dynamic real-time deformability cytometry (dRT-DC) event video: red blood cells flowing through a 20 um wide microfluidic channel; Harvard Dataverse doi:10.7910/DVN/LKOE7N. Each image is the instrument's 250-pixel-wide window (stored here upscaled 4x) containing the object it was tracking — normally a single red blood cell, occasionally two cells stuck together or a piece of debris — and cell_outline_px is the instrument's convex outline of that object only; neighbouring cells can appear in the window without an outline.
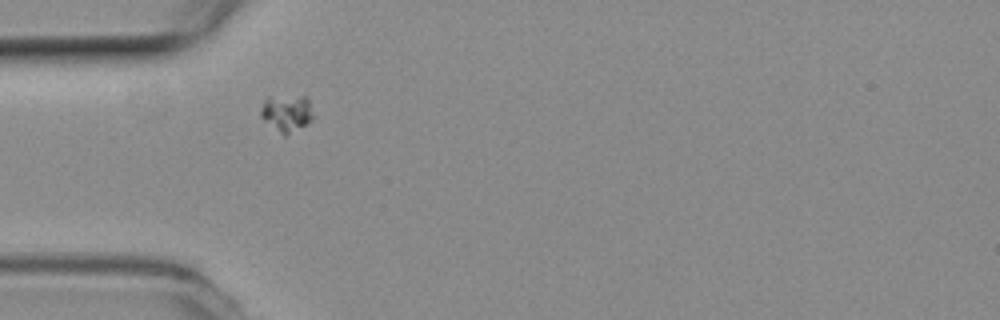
{"species": "common noctule bat (a hibernating species)", "species_latin": "Nyctalus noctula", "temperature_condition": "room temperature", "stored_images_in_passage": 2, "camera_frame_rate_fps": 3000, "um_per_image_px": 0.085, "animal": {"sex": "female", "body_mass_g": 19.3, "forearm_length_mm": 54.1}, "frame": {"image": 1, "passage_image": 1, "time_ms": 0.0, "image_size_px": [1000, 320], "cell_outline_px": [[316, 116], [312, 120], [284, 136], [264, 120], [260, 116], [260, 108], [264, 100], [268, 96], [308, 96]], "centroid_in_image_um": [24.4, 9.57], "position_along_channel_um": 60.6, "area_um2": 11.5}}
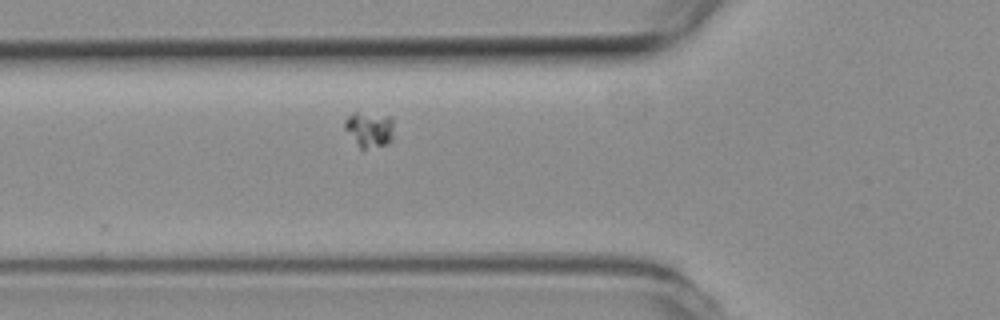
{"frame": {"image": 2, "passage_image": 2, "time_ms": 0.333, "image_size_px": [1000, 320], "cell_outline_px": [[392, 140], [388, 144], [364, 148], [360, 148], [344, 128], [344, 120], [352, 112], [356, 112], [392, 116]], "centroid_in_image_um": [31.38, 10.97], "position_along_channel_um": 94.4, "area_um2": 10.06}}